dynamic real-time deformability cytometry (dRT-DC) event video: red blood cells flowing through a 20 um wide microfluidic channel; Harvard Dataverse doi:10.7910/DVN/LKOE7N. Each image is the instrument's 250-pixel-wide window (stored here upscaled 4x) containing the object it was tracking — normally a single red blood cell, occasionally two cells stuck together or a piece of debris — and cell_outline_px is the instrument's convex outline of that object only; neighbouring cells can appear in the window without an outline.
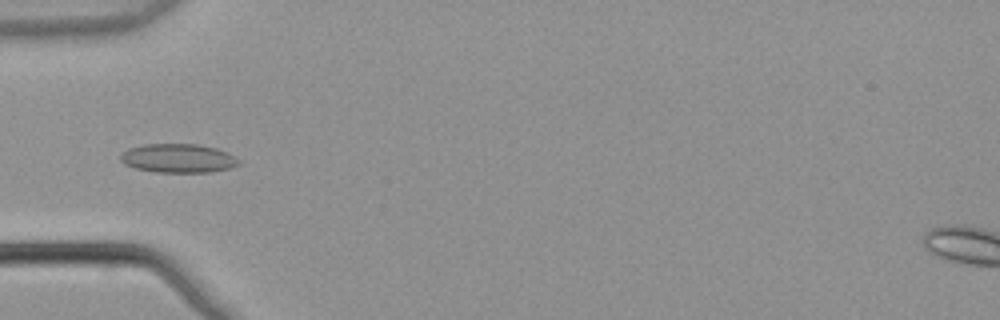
{"species": "common noctule bat (a hibernating species)", "species_latin": "Nyctalus noctula", "temperature_condition": "warm", "stored_images_in_passage": 4, "camera_frame_rate_fps": 3000, "um_per_image_px": 0.085, "animal": {"sex": "male", "body_mass_g": 21.5, "forearm_length_mm": 52.0}, "frame": {"image": 1, "passage_image": 4, "time_ms": 1.0, "image_size_px": [1000, 320], "cell_outline_px": [[240, 164], [232, 168], [212, 172], [156, 172], [136, 168], [124, 164], [120, 160], [120, 156], [128, 148], [144, 144], [196, 144], [216, 148], [228, 152], [236, 156], [240, 160]], "centroid_in_image_um": [15.19, 13.45], "position_along_channel_um": 69.8, "area_um2": 20.06}}